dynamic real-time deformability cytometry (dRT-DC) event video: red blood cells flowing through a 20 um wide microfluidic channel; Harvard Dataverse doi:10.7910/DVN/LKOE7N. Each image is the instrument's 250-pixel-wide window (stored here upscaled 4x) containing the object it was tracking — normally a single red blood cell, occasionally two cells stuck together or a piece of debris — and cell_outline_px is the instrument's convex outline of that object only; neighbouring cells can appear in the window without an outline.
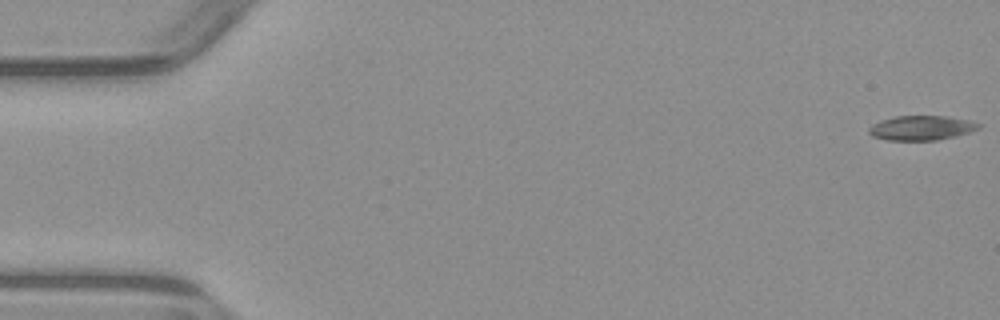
{"species": "common noctule bat (a hibernating species)", "species_latin": "Nyctalus noctula", "temperature_condition": "warm", "stored_images_in_passage": 4, "camera_frame_rate_fps": 3000, "um_per_image_px": 0.085, "animal": {"sex": "male", "body_mass_g": 23.1, "forearm_length_mm": 52.7}, "frame": {"image": 1, "passage_image": 1, "time_ms": 0.0, "image_size_px": [1000, 320], "cell_outline_px": [[980, 128], [956, 136], [936, 140], [888, 140], [872, 136], [868, 132], [868, 128], [872, 124], [880, 120], [896, 116], [944, 116], [968, 120], [980, 124]], "centroid_in_image_um": [78.28, 10.87], "position_along_channel_um": 6.7, "area_um2": 15.61}}
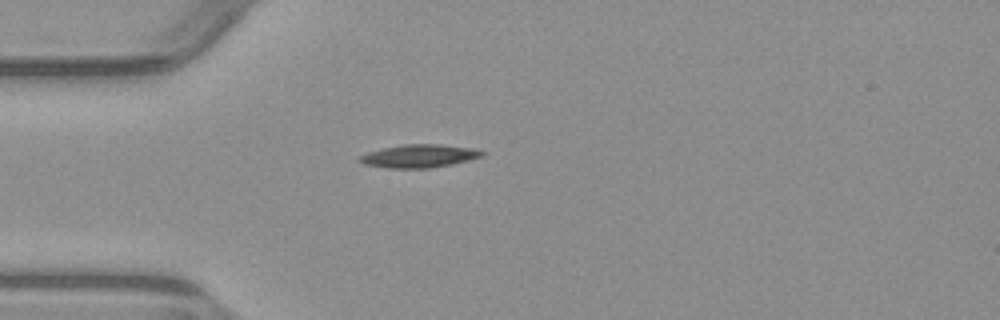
{"frame": {"image": 2, "passage_image": 4, "time_ms": 4.667, "image_size_px": [1000, 320], "cell_outline_px": [[488, 152], [484, 156], [452, 164], [428, 168], [388, 168], [364, 164], [356, 160], [360, 156], [368, 152], [384, 148], [404, 144], [440, 144], [476, 148]], "centroid_in_image_um": [35.68, 13.25], "position_along_channel_um": 49.3, "area_um2": 16.59}}